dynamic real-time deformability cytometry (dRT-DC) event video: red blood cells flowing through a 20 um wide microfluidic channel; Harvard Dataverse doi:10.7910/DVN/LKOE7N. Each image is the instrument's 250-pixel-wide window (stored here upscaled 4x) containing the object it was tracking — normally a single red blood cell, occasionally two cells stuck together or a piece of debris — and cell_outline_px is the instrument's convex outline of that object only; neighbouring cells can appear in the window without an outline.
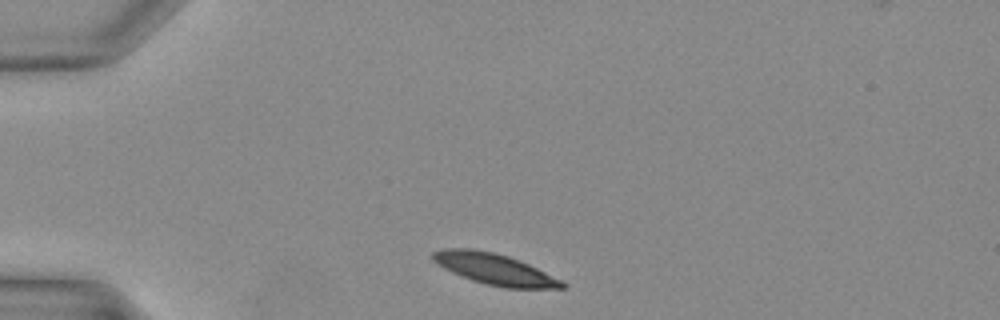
{"species": "Egyptian fruit bat (a non-hibernating species)", "species_latin": "Rousettus aegyptiacus", "temperature_condition": "warm", "stored_images_in_passage": 26, "camera_frame_rate_fps": 3000, "um_per_image_px": 0.085, "animal": {"sex": "female"}, "frame": {"image": 1, "passage_image": 1, "time_ms": 0.0, "image_size_px": [1000, 320], "cell_outline_px": [[568, 288], [504, 288], [472, 280], [452, 272], [444, 268], [432, 260], [432, 252], [444, 248], [472, 248], [492, 252], [508, 256], [528, 264], [564, 280], [568, 284]], "centroid_in_image_um": [42.08, 22.88], "position_along_channel_um": 42.9, "area_um2": 23.41}}
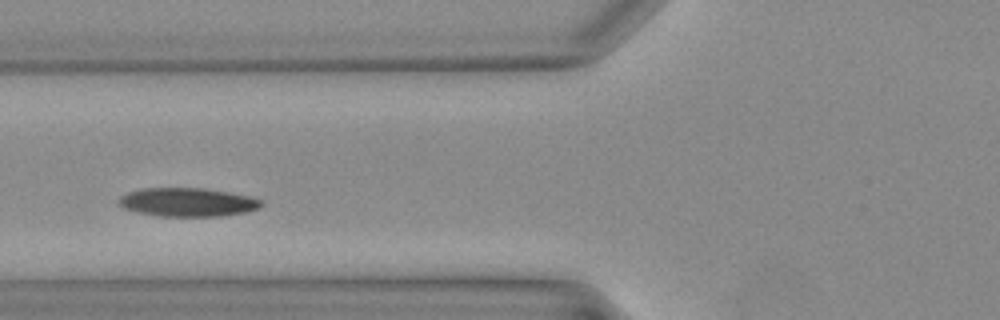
{"frame": {"image": 2, "passage_image": 7, "time_ms": 2.0, "image_size_px": [1000, 320], "cell_outline_px": [[264, 204], [256, 208], [244, 212], [220, 216], [156, 216], [136, 212], [124, 208], [120, 204], [120, 196], [128, 192], [144, 188], [204, 188], [228, 192], [248, 196], [260, 200]], "centroid_in_image_um": [15.91, 17.18], "position_along_channel_um": 109.9, "area_um2": 23.52}}
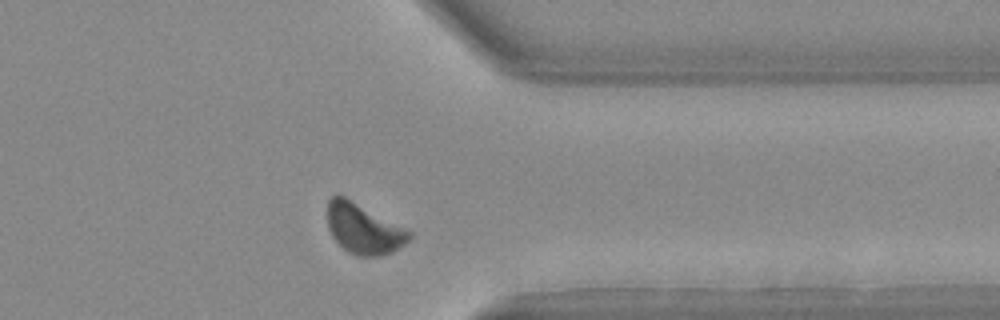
{"frame": {"image": 3, "passage_image": 23, "time_ms": 7.333, "image_size_px": [1000, 320], "cell_outline_px": [[412, 236], [404, 244], [392, 252], [380, 256], [356, 256], [348, 252], [332, 236], [328, 228], [328, 200], [336, 192], [344, 196], [412, 232]], "centroid_in_image_um": [30.88, 19.44], "position_along_channel_um": 380.5, "area_um2": 23.7}}